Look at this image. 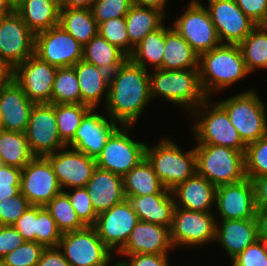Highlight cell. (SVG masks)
<instances>
[{
	"label": "cell",
	"mask_w": 267,
	"mask_h": 266,
	"mask_svg": "<svg viewBox=\"0 0 267 266\" xmlns=\"http://www.w3.org/2000/svg\"><path fill=\"white\" fill-rule=\"evenodd\" d=\"M148 70L128 58L109 77L108 117L121 125H134L150 102Z\"/></svg>",
	"instance_id": "obj_1"
},
{
	"label": "cell",
	"mask_w": 267,
	"mask_h": 266,
	"mask_svg": "<svg viewBox=\"0 0 267 266\" xmlns=\"http://www.w3.org/2000/svg\"><path fill=\"white\" fill-rule=\"evenodd\" d=\"M249 73L238 44H221L199 56L200 83L209 98Z\"/></svg>",
	"instance_id": "obj_2"
},
{
	"label": "cell",
	"mask_w": 267,
	"mask_h": 266,
	"mask_svg": "<svg viewBox=\"0 0 267 266\" xmlns=\"http://www.w3.org/2000/svg\"><path fill=\"white\" fill-rule=\"evenodd\" d=\"M149 79L151 99L163 97L164 100L187 109L188 113L208 98L200 83L199 69H155Z\"/></svg>",
	"instance_id": "obj_3"
},
{
	"label": "cell",
	"mask_w": 267,
	"mask_h": 266,
	"mask_svg": "<svg viewBox=\"0 0 267 266\" xmlns=\"http://www.w3.org/2000/svg\"><path fill=\"white\" fill-rule=\"evenodd\" d=\"M194 149L197 173L216 187L247 178L245 152L212 144H198Z\"/></svg>",
	"instance_id": "obj_4"
},
{
	"label": "cell",
	"mask_w": 267,
	"mask_h": 266,
	"mask_svg": "<svg viewBox=\"0 0 267 266\" xmlns=\"http://www.w3.org/2000/svg\"><path fill=\"white\" fill-rule=\"evenodd\" d=\"M145 158L152 165L161 184L168 190L174 189L197 172L195 149L183 152L168 138L161 139L154 147L147 144Z\"/></svg>",
	"instance_id": "obj_5"
},
{
	"label": "cell",
	"mask_w": 267,
	"mask_h": 266,
	"mask_svg": "<svg viewBox=\"0 0 267 266\" xmlns=\"http://www.w3.org/2000/svg\"><path fill=\"white\" fill-rule=\"evenodd\" d=\"M210 102L208 97L190 113L197 121L192 125L197 144L220 145L245 152L247 145L230 122L226 110L219 103L211 107Z\"/></svg>",
	"instance_id": "obj_6"
},
{
	"label": "cell",
	"mask_w": 267,
	"mask_h": 266,
	"mask_svg": "<svg viewBox=\"0 0 267 266\" xmlns=\"http://www.w3.org/2000/svg\"><path fill=\"white\" fill-rule=\"evenodd\" d=\"M218 103L246 145L267 134L266 106L255 90H245Z\"/></svg>",
	"instance_id": "obj_7"
},
{
	"label": "cell",
	"mask_w": 267,
	"mask_h": 266,
	"mask_svg": "<svg viewBox=\"0 0 267 266\" xmlns=\"http://www.w3.org/2000/svg\"><path fill=\"white\" fill-rule=\"evenodd\" d=\"M58 248L71 266L112 265V251L100 239L94 226L62 233Z\"/></svg>",
	"instance_id": "obj_8"
},
{
	"label": "cell",
	"mask_w": 267,
	"mask_h": 266,
	"mask_svg": "<svg viewBox=\"0 0 267 266\" xmlns=\"http://www.w3.org/2000/svg\"><path fill=\"white\" fill-rule=\"evenodd\" d=\"M109 137L101 154L96 158L99 168L121 177L145 158L146 142H138L129 136L132 125H121Z\"/></svg>",
	"instance_id": "obj_9"
},
{
	"label": "cell",
	"mask_w": 267,
	"mask_h": 266,
	"mask_svg": "<svg viewBox=\"0 0 267 266\" xmlns=\"http://www.w3.org/2000/svg\"><path fill=\"white\" fill-rule=\"evenodd\" d=\"M173 28L198 56L222 44L207 8L199 0H191Z\"/></svg>",
	"instance_id": "obj_10"
},
{
	"label": "cell",
	"mask_w": 267,
	"mask_h": 266,
	"mask_svg": "<svg viewBox=\"0 0 267 266\" xmlns=\"http://www.w3.org/2000/svg\"><path fill=\"white\" fill-rule=\"evenodd\" d=\"M216 221L214 212H199L175 207L170 237L174 248L201 247L215 241Z\"/></svg>",
	"instance_id": "obj_11"
},
{
	"label": "cell",
	"mask_w": 267,
	"mask_h": 266,
	"mask_svg": "<svg viewBox=\"0 0 267 266\" xmlns=\"http://www.w3.org/2000/svg\"><path fill=\"white\" fill-rule=\"evenodd\" d=\"M34 55L57 68L82 60L83 46L60 25L35 34Z\"/></svg>",
	"instance_id": "obj_12"
},
{
	"label": "cell",
	"mask_w": 267,
	"mask_h": 266,
	"mask_svg": "<svg viewBox=\"0 0 267 266\" xmlns=\"http://www.w3.org/2000/svg\"><path fill=\"white\" fill-rule=\"evenodd\" d=\"M25 134L35 156H46L67 146L59 136L55 104H34Z\"/></svg>",
	"instance_id": "obj_13"
},
{
	"label": "cell",
	"mask_w": 267,
	"mask_h": 266,
	"mask_svg": "<svg viewBox=\"0 0 267 266\" xmlns=\"http://www.w3.org/2000/svg\"><path fill=\"white\" fill-rule=\"evenodd\" d=\"M35 34L14 10L0 17V58L13 68L34 55Z\"/></svg>",
	"instance_id": "obj_14"
},
{
	"label": "cell",
	"mask_w": 267,
	"mask_h": 266,
	"mask_svg": "<svg viewBox=\"0 0 267 266\" xmlns=\"http://www.w3.org/2000/svg\"><path fill=\"white\" fill-rule=\"evenodd\" d=\"M61 191L53 167L45 156H35L22 168L20 192L30 205L46 206Z\"/></svg>",
	"instance_id": "obj_15"
},
{
	"label": "cell",
	"mask_w": 267,
	"mask_h": 266,
	"mask_svg": "<svg viewBox=\"0 0 267 266\" xmlns=\"http://www.w3.org/2000/svg\"><path fill=\"white\" fill-rule=\"evenodd\" d=\"M57 67L32 55L14 68V81L35 104L51 103Z\"/></svg>",
	"instance_id": "obj_16"
},
{
	"label": "cell",
	"mask_w": 267,
	"mask_h": 266,
	"mask_svg": "<svg viewBox=\"0 0 267 266\" xmlns=\"http://www.w3.org/2000/svg\"><path fill=\"white\" fill-rule=\"evenodd\" d=\"M222 44H240L257 26L234 0H208L206 7Z\"/></svg>",
	"instance_id": "obj_17"
},
{
	"label": "cell",
	"mask_w": 267,
	"mask_h": 266,
	"mask_svg": "<svg viewBox=\"0 0 267 266\" xmlns=\"http://www.w3.org/2000/svg\"><path fill=\"white\" fill-rule=\"evenodd\" d=\"M68 147H64L45 157L50 161L58 184L62 191L66 188H83L91 179L96 165V159Z\"/></svg>",
	"instance_id": "obj_18"
},
{
	"label": "cell",
	"mask_w": 267,
	"mask_h": 266,
	"mask_svg": "<svg viewBox=\"0 0 267 266\" xmlns=\"http://www.w3.org/2000/svg\"><path fill=\"white\" fill-rule=\"evenodd\" d=\"M138 221L136 212L128 199H125L98 214L94 227L103 243L112 252H118L126 244Z\"/></svg>",
	"instance_id": "obj_19"
},
{
	"label": "cell",
	"mask_w": 267,
	"mask_h": 266,
	"mask_svg": "<svg viewBox=\"0 0 267 266\" xmlns=\"http://www.w3.org/2000/svg\"><path fill=\"white\" fill-rule=\"evenodd\" d=\"M215 204L221 220L249 219L256 216L255 190L251 179L220 185Z\"/></svg>",
	"instance_id": "obj_20"
},
{
	"label": "cell",
	"mask_w": 267,
	"mask_h": 266,
	"mask_svg": "<svg viewBox=\"0 0 267 266\" xmlns=\"http://www.w3.org/2000/svg\"><path fill=\"white\" fill-rule=\"evenodd\" d=\"M95 111V109H90L85 114L74 138L67 144V147L74 148L93 159L101 154L111 134L120 127L116 124L118 122L110 117L107 119Z\"/></svg>",
	"instance_id": "obj_21"
},
{
	"label": "cell",
	"mask_w": 267,
	"mask_h": 266,
	"mask_svg": "<svg viewBox=\"0 0 267 266\" xmlns=\"http://www.w3.org/2000/svg\"><path fill=\"white\" fill-rule=\"evenodd\" d=\"M173 247L169 227L139 220L126 244L117 253L121 256L168 254Z\"/></svg>",
	"instance_id": "obj_22"
},
{
	"label": "cell",
	"mask_w": 267,
	"mask_h": 266,
	"mask_svg": "<svg viewBox=\"0 0 267 266\" xmlns=\"http://www.w3.org/2000/svg\"><path fill=\"white\" fill-rule=\"evenodd\" d=\"M34 104L14 80L1 86L0 121L2 129L25 133Z\"/></svg>",
	"instance_id": "obj_23"
},
{
	"label": "cell",
	"mask_w": 267,
	"mask_h": 266,
	"mask_svg": "<svg viewBox=\"0 0 267 266\" xmlns=\"http://www.w3.org/2000/svg\"><path fill=\"white\" fill-rule=\"evenodd\" d=\"M85 188L97 215L126 199L123 177L99 167L95 168Z\"/></svg>",
	"instance_id": "obj_24"
},
{
	"label": "cell",
	"mask_w": 267,
	"mask_h": 266,
	"mask_svg": "<svg viewBox=\"0 0 267 266\" xmlns=\"http://www.w3.org/2000/svg\"><path fill=\"white\" fill-rule=\"evenodd\" d=\"M216 186L197 172L172 189L175 207L199 212H213Z\"/></svg>",
	"instance_id": "obj_25"
},
{
	"label": "cell",
	"mask_w": 267,
	"mask_h": 266,
	"mask_svg": "<svg viewBox=\"0 0 267 266\" xmlns=\"http://www.w3.org/2000/svg\"><path fill=\"white\" fill-rule=\"evenodd\" d=\"M256 240L258 230L255 218L216 221L215 241L226 250L230 259Z\"/></svg>",
	"instance_id": "obj_26"
},
{
	"label": "cell",
	"mask_w": 267,
	"mask_h": 266,
	"mask_svg": "<svg viewBox=\"0 0 267 266\" xmlns=\"http://www.w3.org/2000/svg\"><path fill=\"white\" fill-rule=\"evenodd\" d=\"M140 221L171 227L175 202L172 193H152L127 198Z\"/></svg>",
	"instance_id": "obj_27"
},
{
	"label": "cell",
	"mask_w": 267,
	"mask_h": 266,
	"mask_svg": "<svg viewBox=\"0 0 267 266\" xmlns=\"http://www.w3.org/2000/svg\"><path fill=\"white\" fill-rule=\"evenodd\" d=\"M73 67L80 86L81 104L96 109L104 94L106 104L110 74L84 60H80Z\"/></svg>",
	"instance_id": "obj_28"
},
{
	"label": "cell",
	"mask_w": 267,
	"mask_h": 266,
	"mask_svg": "<svg viewBox=\"0 0 267 266\" xmlns=\"http://www.w3.org/2000/svg\"><path fill=\"white\" fill-rule=\"evenodd\" d=\"M15 11L34 34L59 25L60 6L57 0H21Z\"/></svg>",
	"instance_id": "obj_29"
},
{
	"label": "cell",
	"mask_w": 267,
	"mask_h": 266,
	"mask_svg": "<svg viewBox=\"0 0 267 266\" xmlns=\"http://www.w3.org/2000/svg\"><path fill=\"white\" fill-rule=\"evenodd\" d=\"M162 69H199L198 54L173 27H165V48Z\"/></svg>",
	"instance_id": "obj_30"
},
{
	"label": "cell",
	"mask_w": 267,
	"mask_h": 266,
	"mask_svg": "<svg viewBox=\"0 0 267 266\" xmlns=\"http://www.w3.org/2000/svg\"><path fill=\"white\" fill-rule=\"evenodd\" d=\"M129 57L101 35L94 36L83 46L82 60L112 74Z\"/></svg>",
	"instance_id": "obj_31"
},
{
	"label": "cell",
	"mask_w": 267,
	"mask_h": 266,
	"mask_svg": "<svg viewBox=\"0 0 267 266\" xmlns=\"http://www.w3.org/2000/svg\"><path fill=\"white\" fill-rule=\"evenodd\" d=\"M123 186L126 199L130 196H145L152 193H172L161 184L146 158L123 176Z\"/></svg>",
	"instance_id": "obj_32"
},
{
	"label": "cell",
	"mask_w": 267,
	"mask_h": 266,
	"mask_svg": "<svg viewBox=\"0 0 267 266\" xmlns=\"http://www.w3.org/2000/svg\"><path fill=\"white\" fill-rule=\"evenodd\" d=\"M59 25L82 46L98 34V24L91 9L60 8Z\"/></svg>",
	"instance_id": "obj_33"
},
{
	"label": "cell",
	"mask_w": 267,
	"mask_h": 266,
	"mask_svg": "<svg viewBox=\"0 0 267 266\" xmlns=\"http://www.w3.org/2000/svg\"><path fill=\"white\" fill-rule=\"evenodd\" d=\"M164 18L165 14L157 9L133 5L125 16L130 43L135 47L148 33L159 29Z\"/></svg>",
	"instance_id": "obj_34"
},
{
	"label": "cell",
	"mask_w": 267,
	"mask_h": 266,
	"mask_svg": "<svg viewBox=\"0 0 267 266\" xmlns=\"http://www.w3.org/2000/svg\"><path fill=\"white\" fill-rule=\"evenodd\" d=\"M1 163L24 168L35 155L31 152L26 134L2 129L0 131Z\"/></svg>",
	"instance_id": "obj_35"
},
{
	"label": "cell",
	"mask_w": 267,
	"mask_h": 266,
	"mask_svg": "<svg viewBox=\"0 0 267 266\" xmlns=\"http://www.w3.org/2000/svg\"><path fill=\"white\" fill-rule=\"evenodd\" d=\"M165 48V24L159 29L148 33L137 44L129 58L136 64L148 70L149 64L153 69H162Z\"/></svg>",
	"instance_id": "obj_36"
},
{
	"label": "cell",
	"mask_w": 267,
	"mask_h": 266,
	"mask_svg": "<svg viewBox=\"0 0 267 266\" xmlns=\"http://www.w3.org/2000/svg\"><path fill=\"white\" fill-rule=\"evenodd\" d=\"M248 71L267 69V33L256 26L239 44Z\"/></svg>",
	"instance_id": "obj_37"
},
{
	"label": "cell",
	"mask_w": 267,
	"mask_h": 266,
	"mask_svg": "<svg viewBox=\"0 0 267 266\" xmlns=\"http://www.w3.org/2000/svg\"><path fill=\"white\" fill-rule=\"evenodd\" d=\"M81 103L80 86L74 67L57 68L51 104Z\"/></svg>",
	"instance_id": "obj_38"
},
{
	"label": "cell",
	"mask_w": 267,
	"mask_h": 266,
	"mask_svg": "<svg viewBox=\"0 0 267 266\" xmlns=\"http://www.w3.org/2000/svg\"><path fill=\"white\" fill-rule=\"evenodd\" d=\"M91 108L85 104H55V116L61 140L67 145L75 136L82 118Z\"/></svg>",
	"instance_id": "obj_39"
},
{
	"label": "cell",
	"mask_w": 267,
	"mask_h": 266,
	"mask_svg": "<svg viewBox=\"0 0 267 266\" xmlns=\"http://www.w3.org/2000/svg\"><path fill=\"white\" fill-rule=\"evenodd\" d=\"M61 233L79 230L85 225L78 218L68 195L61 191L45 206Z\"/></svg>",
	"instance_id": "obj_40"
},
{
	"label": "cell",
	"mask_w": 267,
	"mask_h": 266,
	"mask_svg": "<svg viewBox=\"0 0 267 266\" xmlns=\"http://www.w3.org/2000/svg\"><path fill=\"white\" fill-rule=\"evenodd\" d=\"M246 177L254 178L267 175V134L249 143L245 151Z\"/></svg>",
	"instance_id": "obj_41"
},
{
	"label": "cell",
	"mask_w": 267,
	"mask_h": 266,
	"mask_svg": "<svg viewBox=\"0 0 267 266\" xmlns=\"http://www.w3.org/2000/svg\"><path fill=\"white\" fill-rule=\"evenodd\" d=\"M98 34L110 44L118 47L128 57L133 53L135 47L129 41L125 17L113 18L100 23Z\"/></svg>",
	"instance_id": "obj_42"
},
{
	"label": "cell",
	"mask_w": 267,
	"mask_h": 266,
	"mask_svg": "<svg viewBox=\"0 0 267 266\" xmlns=\"http://www.w3.org/2000/svg\"><path fill=\"white\" fill-rule=\"evenodd\" d=\"M62 237L55 220L45 206H36V243L45 248L58 247Z\"/></svg>",
	"instance_id": "obj_43"
},
{
	"label": "cell",
	"mask_w": 267,
	"mask_h": 266,
	"mask_svg": "<svg viewBox=\"0 0 267 266\" xmlns=\"http://www.w3.org/2000/svg\"><path fill=\"white\" fill-rule=\"evenodd\" d=\"M44 249L42 244L25 241L18 248L9 252L3 260L7 266H38Z\"/></svg>",
	"instance_id": "obj_44"
},
{
	"label": "cell",
	"mask_w": 267,
	"mask_h": 266,
	"mask_svg": "<svg viewBox=\"0 0 267 266\" xmlns=\"http://www.w3.org/2000/svg\"><path fill=\"white\" fill-rule=\"evenodd\" d=\"M70 191H64L70 199L78 218L85 226H94L97 220V214L94 210L91 198L85 187L73 188Z\"/></svg>",
	"instance_id": "obj_45"
},
{
	"label": "cell",
	"mask_w": 267,
	"mask_h": 266,
	"mask_svg": "<svg viewBox=\"0 0 267 266\" xmlns=\"http://www.w3.org/2000/svg\"><path fill=\"white\" fill-rule=\"evenodd\" d=\"M132 6V0H96L91 11L99 25L109 19L125 17Z\"/></svg>",
	"instance_id": "obj_46"
},
{
	"label": "cell",
	"mask_w": 267,
	"mask_h": 266,
	"mask_svg": "<svg viewBox=\"0 0 267 266\" xmlns=\"http://www.w3.org/2000/svg\"><path fill=\"white\" fill-rule=\"evenodd\" d=\"M30 206L26 197L20 192L14 197L0 201V225H13Z\"/></svg>",
	"instance_id": "obj_47"
},
{
	"label": "cell",
	"mask_w": 267,
	"mask_h": 266,
	"mask_svg": "<svg viewBox=\"0 0 267 266\" xmlns=\"http://www.w3.org/2000/svg\"><path fill=\"white\" fill-rule=\"evenodd\" d=\"M265 242L258 239L231 259L232 266H267Z\"/></svg>",
	"instance_id": "obj_48"
},
{
	"label": "cell",
	"mask_w": 267,
	"mask_h": 266,
	"mask_svg": "<svg viewBox=\"0 0 267 266\" xmlns=\"http://www.w3.org/2000/svg\"><path fill=\"white\" fill-rule=\"evenodd\" d=\"M12 226L25 241L36 242V206L30 205Z\"/></svg>",
	"instance_id": "obj_49"
},
{
	"label": "cell",
	"mask_w": 267,
	"mask_h": 266,
	"mask_svg": "<svg viewBox=\"0 0 267 266\" xmlns=\"http://www.w3.org/2000/svg\"><path fill=\"white\" fill-rule=\"evenodd\" d=\"M128 260L116 262L115 266H170L167 254L127 255Z\"/></svg>",
	"instance_id": "obj_50"
},
{
	"label": "cell",
	"mask_w": 267,
	"mask_h": 266,
	"mask_svg": "<svg viewBox=\"0 0 267 266\" xmlns=\"http://www.w3.org/2000/svg\"><path fill=\"white\" fill-rule=\"evenodd\" d=\"M25 242L23 237L11 225H0V258L18 248Z\"/></svg>",
	"instance_id": "obj_51"
},
{
	"label": "cell",
	"mask_w": 267,
	"mask_h": 266,
	"mask_svg": "<svg viewBox=\"0 0 267 266\" xmlns=\"http://www.w3.org/2000/svg\"><path fill=\"white\" fill-rule=\"evenodd\" d=\"M245 15L258 25L267 15V0H234Z\"/></svg>",
	"instance_id": "obj_52"
},
{
	"label": "cell",
	"mask_w": 267,
	"mask_h": 266,
	"mask_svg": "<svg viewBox=\"0 0 267 266\" xmlns=\"http://www.w3.org/2000/svg\"><path fill=\"white\" fill-rule=\"evenodd\" d=\"M38 266H71L58 247L45 248L40 256Z\"/></svg>",
	"instance_id": "obj_53"
},
{
	"label": "cell",
	"mask_w": 267,
	"mask_h": 266,
	"mask_svg": "<svg viewBox=\"0 0 267 266\" xmlns=\"http://www.w3.org/2000/svg\"><path fill=\"white\" fill-rule=\"evenodd\" d=\"M22 169L0 165V188H11V185H20Z\"/></svg>",
	"instance_id": "obj_54"
},
{
	"label": "cell",
	"mask_w": 267,
	"mask_h": 266,
	"mask_svg": "<svg viewBox=\"0 0 267 266\" xmlns=\"http://www.w3.org/2000/svg\"><path fill=\"white\" fill-rule=\"evenodd\" d=\"M255 190V204L257 210L267 211V175L252 180Z\"/></svg>",
	"instance_id": "obj_55"
},
{
	"label": "cell",
	"mask_w": 267,
	"mask_h": 266,
	"mask_svg": "<svg viewBox=\"0 0 267 266\" xmlns=\"http://www.w3.org/2000/svg\"><path fill=\"white\" fill-rule=\"evenodd\" d=\"M255 219L257 222L258 239L267 242V211L257 210Z\"/></svg>",
	"instance_id": "obj_56"
},
{
	"label": "cell",
	"mask_w": 267,
	"mask_h": 266,
	"mask_svg": "<svg viewBox=\"0 0 267 266\" xmlns=\"http://www.w3.org/2000/svg\"><path fill=\"white\" fill-rule=\"evenodd\" d=\"M14 80V68L0 58V87Z\"/></svg>",
	"instance_id": "obj_57"
},
{
	"label": "cell",
	"mask_w": 267,
	"mask_h": 266,
	"mask_svg": "<svg viewBox=\"0 0 267 266\" xmlns=\"http://www.w3.org/2000/svg\"><path fill=\"white\" fill-rule=\"evenodd\" d=\"M96 0H61L59 2L60 8L69 9H91Z\"/></svg>",
	"instance_id": "obj_58"
},
{
	"label": "cell",
	"mask_w": 267,
	"mask_h": 266,
	"mask_svg": "<svg viewBox=\"0 0 267 266\" xmlns=\"http://www.w3.org/2000/svg\"><path fill=\"white\" fill-rule=\"evenodd\" d=\"M168 0H132L133 5L139 6V7H147V8H154L161 12H163L165 15V6L167 4Z\"/></svg>",
	"instance_id": "obj_59"
},
{
	"label": "cell",
	"mask_w": 267,
	"mask_h": 266,
	"mask_svg": "<svg viewBox=\"0 0 267 266\" xmlns=\"http://www.w3.org/2000/svg\"><path fill=\"white\" fill-rule=\"evenodd\" d=\"M20 193V185H11V188H0V201L11 198Z\"/></svg>",
	"instance_id": "obj_60"
},
{
	"label": "cell",
	"mask_w": 267,
	"mask_h": 266,
	"mask_svg": "<svg viewBox=\"0 0 267 266\" xmlns=\"http://www.w3.org/2000/svg\"><path fill=\"white\" fill-rule=\"evenodd\" d=\"M15 8L8 2V0H0V17L13 12Z\"/></svg>",
	"instance_id": "obj_61"
},
{
	"label": "cell",
	"mask_w": 267,
	"mask_h": 266,
	"mask_svg": "<svg viewBox=\"0 0 267 266\" xmlns=\"http://www.w3.org/2000/svg\"><path fill=\"white\" fill-rule=\"evenodd\" d=\"M257 26H259L265 33H267V15L262 19V21Z\"/></svg>",
	"instance_id": "obj_62"
},
{
	"label": "cell",
	"mask_w": 267,
	"mask_h": 266,
	"mask_svg": "<svg viewBox=\"0 0 267 266\" xmlns=\"http://www.w3.org/2000/svg\"><path fill=\"white\" fill-rule=\"evenodd\" d=\"M21 0H8V2L15 8Z\"/></svg>",
	"instance_id": "obj_63"
},
{
	"label": "cell",
	"mask_w": 267,
	"mask_h": 266,
	"mask_svg": "<svg viewBox=\"0 0 267 266\" xmlns=\"http://www.w3.org/2000/svg\"><path fill=\"white\" fill-rule=\"evenodd\" d=\"M0 266H7L3 260V258H0Z\"/></svg>",
	"instance_id": "obj_64"
},
{
	"label": "cell",
	"mask_w": 267,
	"mask_h": 266,
	"mask_svg": "<svg viewBox=\"0 0 267 266\" xmlns=\"http://www.w3.org/2000/svg\"><path fill=\"white\" fill-rule=\"evenodd\" d=\"M265 251H266L265 256H266V259H267V242H265Z\"/></svg>",
	"instance_id": "obj_65"
}]
</instances>
